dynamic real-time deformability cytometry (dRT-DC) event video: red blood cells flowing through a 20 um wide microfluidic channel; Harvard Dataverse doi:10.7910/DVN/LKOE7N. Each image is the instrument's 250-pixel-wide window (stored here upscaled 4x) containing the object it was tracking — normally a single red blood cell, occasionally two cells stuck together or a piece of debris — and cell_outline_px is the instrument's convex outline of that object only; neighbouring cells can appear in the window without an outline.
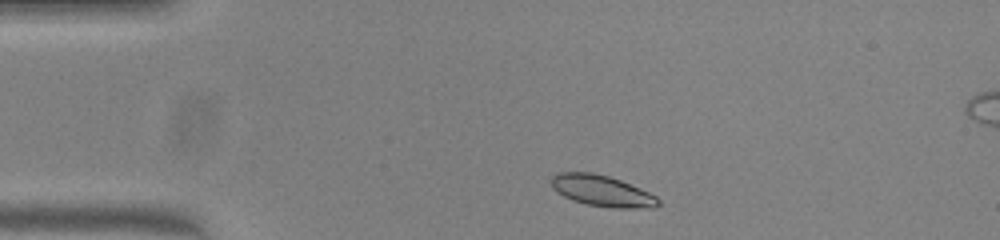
{"species": "common noctule bat (a hibernating species)", "species_latin": "Nyctalus noctula", "temperature_condition": "warm", "stored_images_in_passage": 44, "camera_frame_rate_fps": 3000, "um_per_image_px": 0.085, "animal": {"sex": "female", "body_mass_g": 23.0, "forearm_length_mm": 53.4}, "frame": {"image": 1, "passage_image": 2, "time_ms": 0.333, "image_size_px": [1000, 240], "cell_outline_px": [[660, 204], [652, 208], [612, 208], [588, 204], [572, 200], [556, 192], [552, 188], [552, 176], [556, 172], [592, 172], [608, 176], [620, 180], [640, 188], [656, 196], [660, 200]], "centroid_in_image_um": [51.16, 16.22], "position_along_channel_um": 33.8, "area_um2": 19.42}}
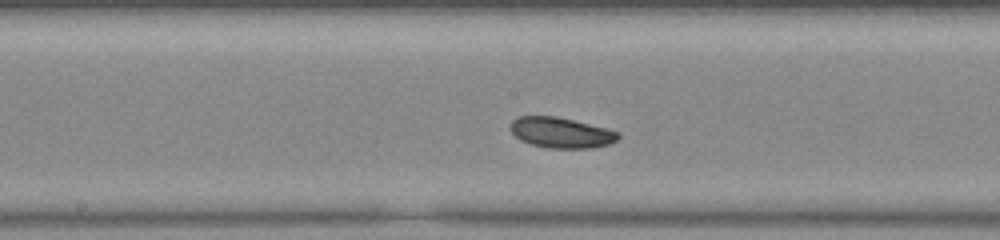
{"frame": {"image": 2, "passage_image": 18, "time_ms": 5.667, "image_size_px": [1000, 240], "cell_outline_px": [[620, 136], [616, 140], [608, 144], [592, 148], [548, 148], [532, 144], [520, 140], [508, 128], [512, 120], [520, 116], [556, 116], [608, 128], [620, 132]], "centroid_in_image_um": [47.69, 11.27], "position_along_channel_um": 200.5, "area_um2": 19.25}}
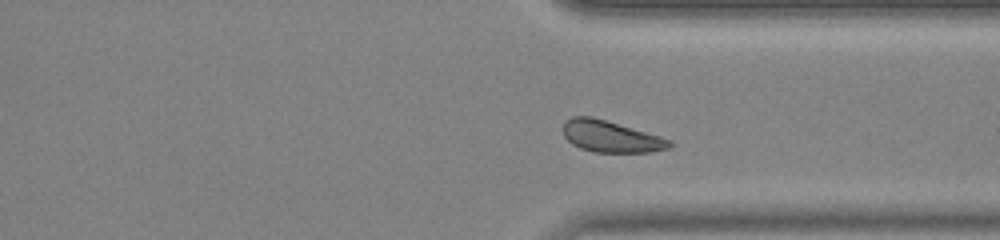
{"frame": {"image": 3, "passage_image": 30, "time_ms": 9.667, "image_size_px": [1000, 240], "cell_outline_px": [[672, 144], [668, 148], [648, 152], [592, 152], [580, 148], [572, 144], [564, 136], [564, 120], [572, 116], [592, 116], [660, 136], [672, 140]], "centroid_in_image_um": [51.89, 11.6], "position_along_channel_um": 359.5, "area_um2": 19.48}, "authors_computed_cell_mechanics": {"area_um2": 19.5075, "velocity_mm_per_s": 3.9613, "shape_relaxation_time_tau1_ms": 1.5611, "shape_relaxation_time_tau2_ms": null, "deformation_change_tau1": 0.0476, "deformation_change_tau2": null}}